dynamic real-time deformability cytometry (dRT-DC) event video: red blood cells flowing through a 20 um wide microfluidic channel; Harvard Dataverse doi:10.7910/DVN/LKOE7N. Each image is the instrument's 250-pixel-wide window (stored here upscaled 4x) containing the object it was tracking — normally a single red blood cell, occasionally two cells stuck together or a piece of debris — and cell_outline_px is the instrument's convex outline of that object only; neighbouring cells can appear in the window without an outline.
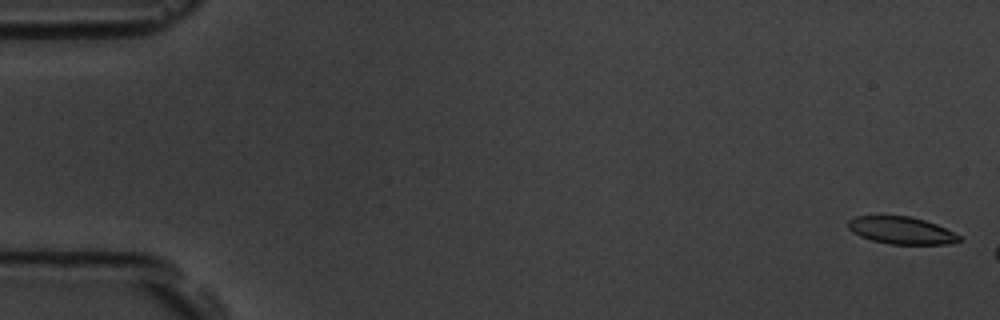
{"species": "common noctule bat (a hibernating species)", "species_latin": "Nyctalus noctula", "temperature_condition": "room temperature", "stored_images_in_passage": 5, "camera_frame_rate_fps": 3000, "um_per_image_px": 0.085, "animal": {"sex": "male", "body_mass_g": 19.5, "forearm_length_mm": 54.6}, "frame": {"image": 1, "passage_image": 1, "time_ms": 0.0, "image_size_px": [1000, 320], "cell_outline_px": [[960, 240], [948, 244], [888, 244], [872, 240], [860, 236], [852, 232], [848, 228], [848, 220], [856, 216], [912, 216], [936, 224], [960, 236]], "centroid_in_image_um": [76.58, 19.58], "position_along_channel_um": 8.4, "area_um2": 17.51}}